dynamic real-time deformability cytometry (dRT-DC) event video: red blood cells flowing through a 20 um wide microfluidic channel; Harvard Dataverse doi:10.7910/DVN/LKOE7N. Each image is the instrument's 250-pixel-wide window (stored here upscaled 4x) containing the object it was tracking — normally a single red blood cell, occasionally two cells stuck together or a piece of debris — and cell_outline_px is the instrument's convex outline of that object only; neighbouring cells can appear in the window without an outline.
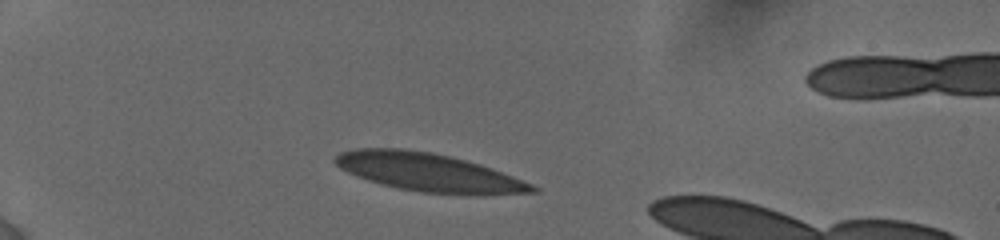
{"species": "human", "species_latin": "Homo sapiens", "temperature_condition": "cold", "stored_images_in_passage": 21, "segment_of_instrument_passage": [1, 2], "camera_frame_rate_fps": 3000, "um_per_image_px": 0.085, "donor": {"sex": "female"}, "frame": {"image": 1, "passage_image": 1, "time_ms": 0.0, "image_size_px": [1000, 240], "cell_outline_px": [[540, 188], [536, 192], [420, 192], [380, 184], [356, 176], [340, 168], [332, 160], [332, 156], [340, 152], [356, 148], [404, 148], [432, 152], [480, 164], [492, 168], [532, 184]], "centroid_in_image_um": [36.26, 14.59], "position_along_channel_um": 48.7, "area_um2": 42.6}}
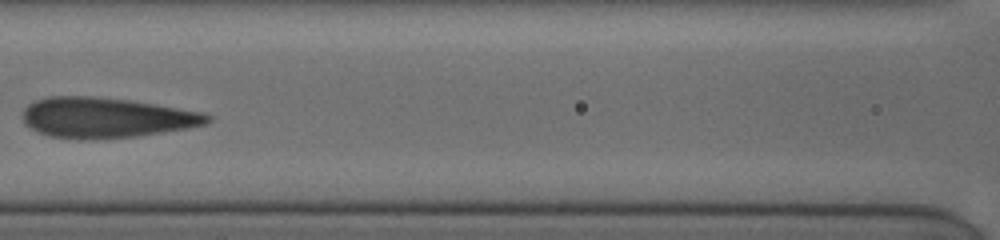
{"frame": {"image": 2, "passage_image": 6, "time_ms": 4.0, "image_size_px": [1000, 240], "cell_outline_px": [[212, 120], [208, 124], [188, 128], [136, 136], [84, 140], [80, 140], [48, 136], [36, 132], [24, 124], [24, 108], [28, 104], [36, 100], [48, 96], [96, 96], [128, 100], [204, 112], [212, 116]], "centroid_in_image_um": [9.01, 10.0], "position_along_channel_um": 157.6, "area_um2": 43.64}}
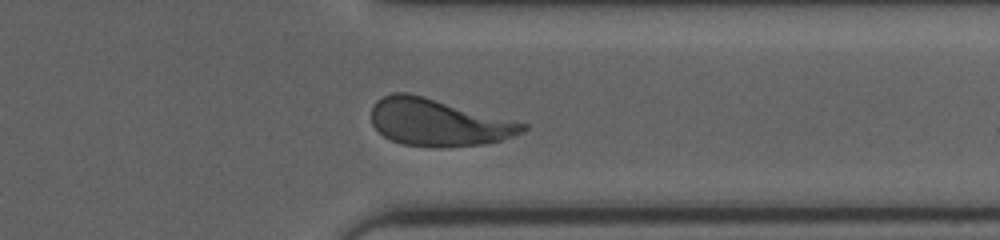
{"frame": {"image": 3, "passage_image": 15, "time_ms": 9.667, "image_size_px": [1000, 240], "cell_outline_px": [[528, 128], [512, 136], [500, 140], [484, 144], [440, 148], [404, 144], [392, 140], [384, 136], [372, 124], [372, 104], [376, 100], [392, 92], [408, 92], [424, 96], [528, 124]], "centroid_in_image_um": [37.22, 10.4], "position_along_channel_um": 374.2, "area_um2": 41.38}}